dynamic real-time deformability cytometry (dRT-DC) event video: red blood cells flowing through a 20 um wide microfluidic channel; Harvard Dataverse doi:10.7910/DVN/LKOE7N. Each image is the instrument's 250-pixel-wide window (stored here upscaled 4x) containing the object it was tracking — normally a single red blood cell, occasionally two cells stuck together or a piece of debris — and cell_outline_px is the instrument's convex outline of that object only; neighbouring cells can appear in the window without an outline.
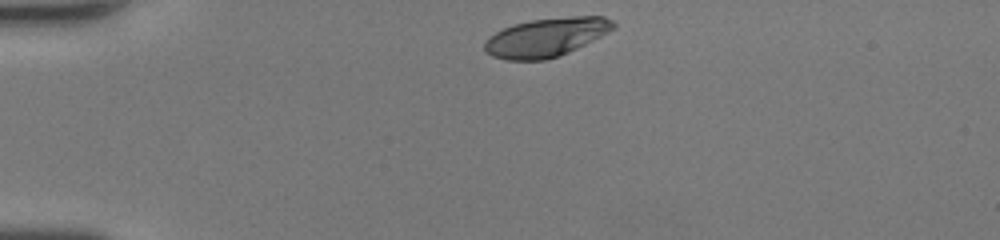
{"species": "human", "species_latin": "Homo sapiens", "temperature_condition": "room temperature", "stored_images_in_passage": 31, "camera_frame_rate_fps": 3000, "um_per_image_px": 0.085, "donor": {"sex": "female"}, "frame": {"image": 1, "passage_image": 1, "time_ms": 0.0, "image_size_px": [1000, 240], "cell_outline_px": [[616, 28], [560, 56], [544, 60], [508, 60], [492, 56], [484, 52], [484, 40], [496, 32], [504, 28], [516, 24], [532, 20], [572, 16], [604, 16], [612, 20], [616, 24]], "centroid_in_image_um": [46.42, 3.17], "position_along_channel_um": 38.6, "area_um2": 28.9}}
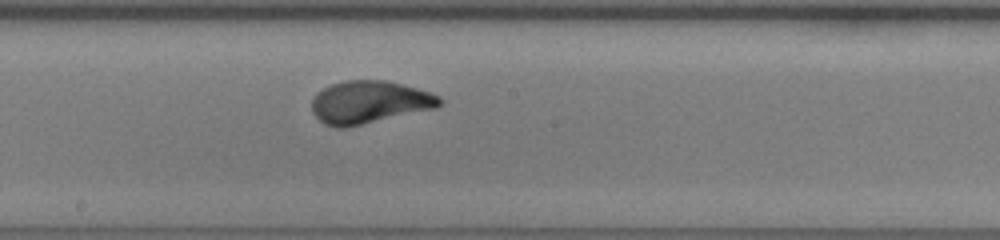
{"frame": {"image": 2, "passage_image": 17, "time_ms": 5.333, "image_size_px": [1000, 240], "cell_outline_px": [[444, 100], [436, 108], [344, 128], [336, 128], [324, 124], [312, 112], [312, 100], [316, 92], [332, 84], [344, 80], [384, 80], [432, 92], [440, 96]], "centroid_in_image_um": [31.39, 8.68], "position_along_channel_um": 216.8, "area_um2": 31.73}}
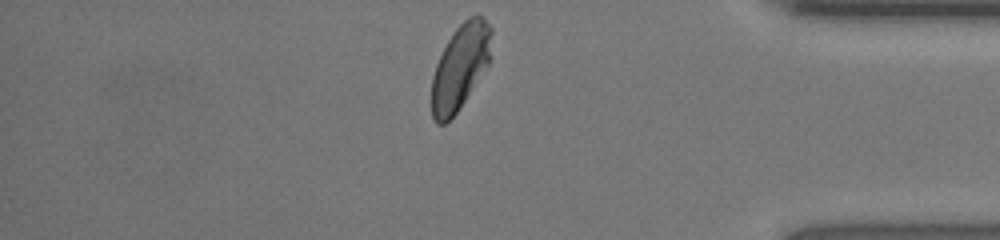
{"frame": {"image": 3, "passage_image": 31, "time_ms": 10.0, "image_size_px": [1000, 240], "cell_outline_px": [[492, 32], [488, 64], [456, 112], [444, 124], [436, 124], [432, 120], [432, 76], [436, 64], [452, 32], [468, 16], [476, 12], [484, 16], [492, 28]], "centroid_in_image_um": [39.11, 5.62], "position_along_channel_um": 396.1, "area_um2": 29.42}, "authors_computed_cell_mechanics": {"area_um2": 30.923, "velocity_mm_per_s": 4.3397, "shape_relaxation_time_tau1_ms": 2.3111, "shape_relaxation_time_tau2_ms": null, "deformation_change_tau1": 0.1652, "deformation_change_tau2": null}}